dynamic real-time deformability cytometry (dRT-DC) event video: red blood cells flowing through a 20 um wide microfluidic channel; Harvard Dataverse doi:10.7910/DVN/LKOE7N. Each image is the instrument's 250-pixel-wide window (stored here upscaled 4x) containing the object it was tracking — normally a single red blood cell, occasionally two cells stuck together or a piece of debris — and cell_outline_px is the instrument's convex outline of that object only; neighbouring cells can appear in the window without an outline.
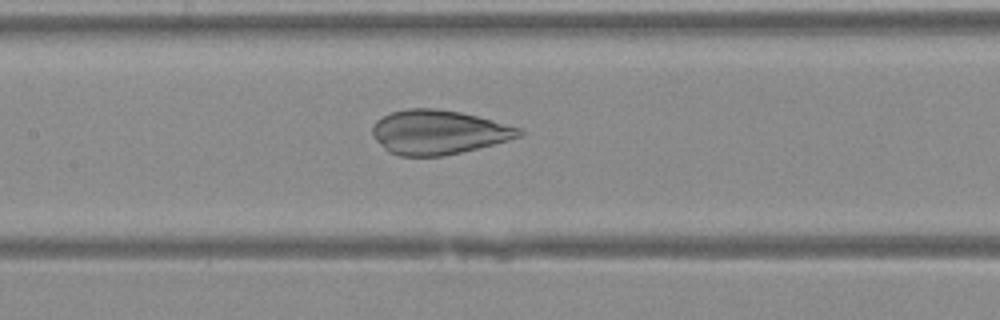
{"species": "Egyptian fruit bat (a non-hibernating species)", "species_latin": "Rousettus aegyptiacus", "temperature_condition": "warm", "stored_images_in_passage": 42, "camera_frame_rate_fps": 3000, "um_per_image_px": 0.085, "animal": {"sex": "female"}, "frame": {"image": 1, "passage_image": 21, "time_ms": 6.667, "image_size_px": [1000, 320], "cell_outline_px": [[524, 132], [520, 136], [508, 140], [460, 152], [440, 156], [400, 156], [388, 152], [372, 136], [372, 124], [376, 120], [392, 112], [408, 108], [436, 108], [460, 112], [492, 120], [520, 128]], "centroid_in_image_um": [37.22, 11.23], "position_along_channel_um": 170.2, "area_um2": 37.57}}
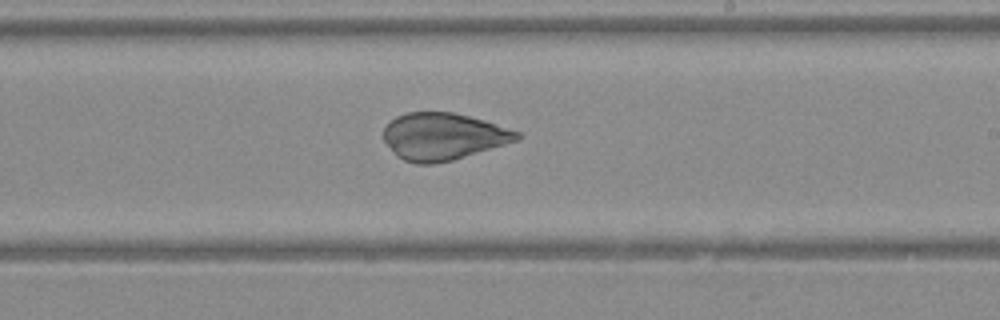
{"frame": {"image": 2, "passage_image": 26, "time_ms": 8.333, "image_size_px": [1000, 320], "cell_outline_px": [[520, 136], [516, 140], [504, 144], [452, 160], [432, 164], [416, 164], [404, 160], [396, 156], [384, 140], [384, 128], [396, 116], [408, 112], [452, 112], [484, 120], [520, 132]], "centroid_in_image_um": [37.63, 11.6], "position_along_channel_um": 251.4, "area_um2": 36.13}}
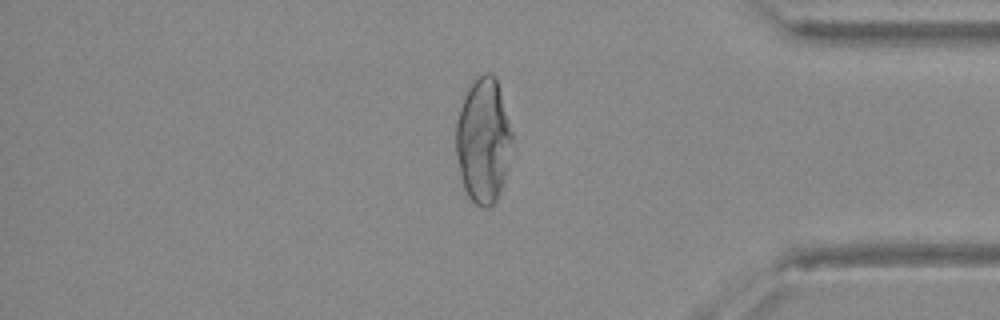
{"frame": {"image": 3, "passage_image": 36, "time_ms": 11.667, "image_size_px": [1000, 320], "cell_outline_px": [[512, 140], [504, 180], [496, 200], [488, 208], [480, 208], [468, 196], [464, 188], [460, 176], [456, 152], [456, 124], [460, 108], [464, 96], [468, 88], [484, 72], [492, 72], [496, 76], [512, 132]], "centroid_in_image_um": [41.07, 11.95], "position_along_channel_um": 394.1, "area_um2": 40.58}}